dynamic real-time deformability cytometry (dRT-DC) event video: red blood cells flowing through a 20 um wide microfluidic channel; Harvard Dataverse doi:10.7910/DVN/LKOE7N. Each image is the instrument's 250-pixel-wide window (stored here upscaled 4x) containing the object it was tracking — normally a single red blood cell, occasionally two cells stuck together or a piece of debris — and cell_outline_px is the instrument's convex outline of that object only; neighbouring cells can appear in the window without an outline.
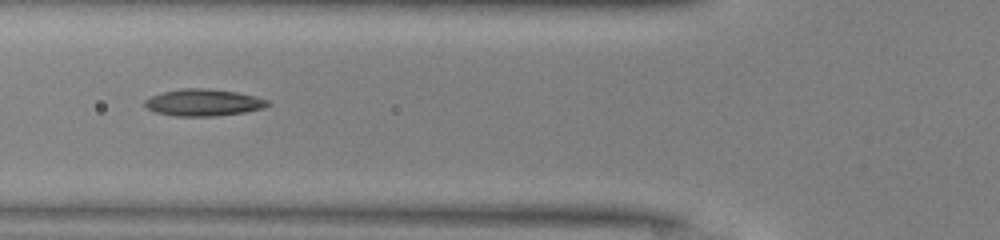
{"species": "common noctule bat (a hibernating species)", "species_latin": "Nyctalus noctula", "temperature_condition": "warm", "stored_images_in_passage": 42, "camera_frame_rate_fps": 3000, "um_per_image_px": 0.085, "animal": {"sex": "male", "body_mass_g": 13.0, "forearm_length_mm": 53.1}, "frame": {"image": 1, "passage_image": 14, "time_ms": 4.333, "image_size_px": [1000, 240], "cell_outline_px": [[272, 104], [264, 108], [244, 112], [216, 116], [176, 116], [156, 112], [148, 108], [144, 104], [144, 100], [152, 96], [164, 92], [180, 88], [208, 88], [236, 92], [268, 100]], "centroid_in_image_um": [17.3, 8.71], "position_along_channel_um": 108.5, "area_um2": 19.13}}
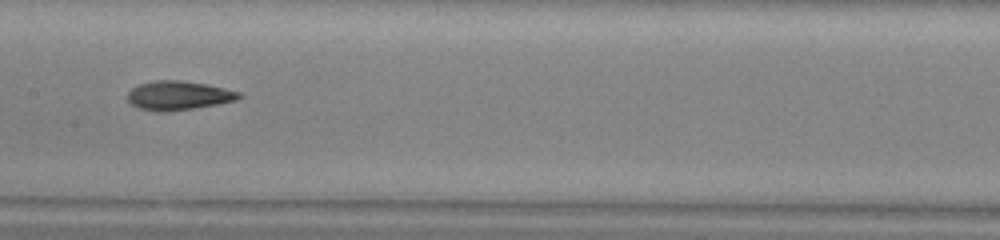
{"frame": {"image": 2, "passage_image": 20, "time_ms": 6.333, "image_size_px": [1000, 240], "cell_outline_px": [[244, 96], [236, 100], [216, 104], [192, 108], [164, 112], [160, 112], [140, 108], [132, 104], [128, 100], [128, 92], [132, 88], [140, 84], [156, 80], [180, 80], [208, 84], [240, 92]], "centroid_in_image_um": [15.19, 8.1], "position_along_channel_um": 192.2, "area_um2": 18.67}}
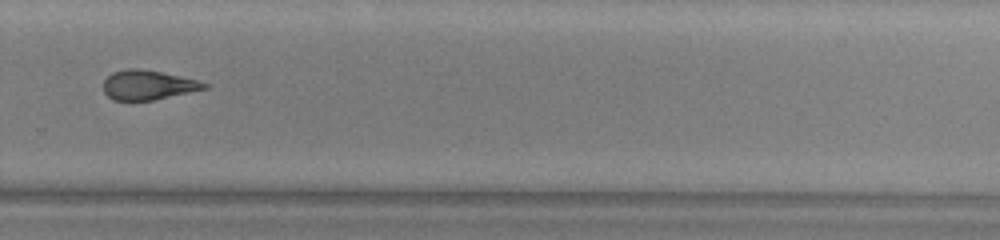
{"frame": {"image": 3, "passage_image": 29, "time_ms": 9.333, "image_size_px": [1000, 240], "cell_outline_px": [[208, 88], [152, 100], [112, 100], [104, 92], [104, 80], [112, 72], [128, 68], [140, 68], [200, 80], [208, 84]], "centroid_in_image_um": [12.57, 7.21], "position_along_channel_um": 317.2, "area_um2": 17.28}, "authors_computed_cell_mechanics": {"area_um2": 18.6694, "velocity_mm_per_s": 4.1775, "shape_relaxation_time_tau1_ms": 4.5614, "shape_relaxation_time_tau2_ms": 7.0797, "deformation_change_tau1": 0.1631, "deformation_change_tau2": 0.1584}}